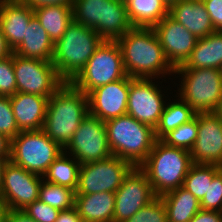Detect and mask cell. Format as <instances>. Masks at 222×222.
<instances>
[{
	"label": "cell",
	"mask_w": 222,
	"mask_h": 222,
	"mask_svg": "<svg viewBox=\"0 0 222 222\" xmlns=\"http://www.w3.org/2000/svg\"><path fill=\"white\" fill-rule=\"evenodd\" d=\"M34 10L20 0H0V26L12 51L23 41Z\"/></svg>",
	"instance_id": "d6986e66"
},
{
	"label": "cell",
	"mask_w": 222,
	"mask_h": 222,
	"mask_svg": "<svg viewBox=\"0 0 222 222\" xmlns=\"http://www.w3.org/2000/svg\"><path fill=\"white\" fill-rule=\"evenodd\" d=\"M12 49L8 46L0 26V59L6 58L12 54Z\"/></svg>",
	"instance_id": "ee69618b"
},
{
	"label": "cell",
	"mask_w": 222,
	"mask_h": 222,
	"mask_svg": "<svg viewBox=\"0 0 222 222\" xmlns=\"http://www.w3.org/2000/svg\"><path fill=\"white\" fill-rule=\"evenodd\" d=\"M215 30L222 31V0H202Z\"/></svg>",
	"instance_id": "74e56055"
},
{
	"label": "cell",
	"mask_w": 222,
	"mask_h": 222,
	"mask_svg": "<svg viewBox=\"0 0 222 222\" xmlns=\"http://www.w3.org/2000/svg\"><path fill=\"white\" fill-rule=\"evenodd\" d=\"M196 112L184 101L167 105L162 112L160 121L155 128L156 140H161L167 133L189 122Z\"/></svg>",
	"instance_id": "f1b7e54d"
},
{
	"label": "cell",
	"mask_w": 222,
	"mask_h": 222,
	"mask_svg": "<svg viewBox=\"0 0 222 222\" xmlns=\"http://www.w3.org/2000/svg\"><path fill=\"white\" fill-rule=\"evenodd\" d=\"M189 222H222V212L201 209Z\"/></svg>",
	"instance_id": "f35d334b"
},
{
	"label": "cell",
	"mask_w": 222,
	"mask_h": 222,
	"mask_svg": "<svg viewBox=\"0 0 222 222\" xmlns=\"http://www.w3.org/2000/svg\"><path fill=\"white\" fill-rule=\"evenodd\" d=\"M17 92L50 98L64 83L52 61L22 57L13 52Z\"/></svg>",
	"instance_id": "30bf717a"
},
{
	"label": "cell",
	"mask_w": 222,
	"mask_h": 222,
	"mask_svg": "<svg viewBox=\"0 0 222 222\" xmlns=\"http://www.w3.org/2000/svg\"><path fill=\"white\" fill-rule=\"evenodd\" d=\"M124 222H167V213L161 197H156Z\"/></svg>",
	"instance_id": "d6a6232c"
},
{
	"label": "cell",
	"mask_w": 222,
	"mask_h": 222,
	"mask_svg": "<svg viewBox=\"0 0 222 222\" xmlns=\"http://www.w3.org/2000/svg\"><path fill=\"white\" fill-rule=\"evenodd\" d=\"M167 213V221L189 222L200 210V201L183 187L160 196Z\"/></svg>",
	"instance_id": "d4e9b609"
},
{
	"label": "cell",
	"mask_w": 222,
	"mask_h": 222,
	"mask_svg": "<svg viewBox=\"0 0 222 222\" xmlns=\"http://www.w3.org/2000/svg\"><path fill=\"white\" fill-rule=\"evenodd\" d=\"M20 1L28 5L33 10L43 7V6H52V5L72 6L73 5V0H20Z\"/></svg>",
	"instance_id": "ab89813d"
},
{
	"label": "cell",
	"mask_w": 222,
	"mask_h": 222,
	"mask_svg": "<svg viewBox=\"0 0 222 222\" xmlns=\"http://www.w3.org/2000/svg\"><path fill=\"white\" fill-rule=\"evenodd\" d=\"M23 212L30 216L36 222H55L60 210L47 205L39 199L27 205Z\"/></svg>",
	"instance_id": "8d00e7d4"
},
{
	"label": "cell",
	"mask_w": 222,
	"mask_h": 222,
	"mask_svg": "<svg viewBox=\"0 0 222 222\" xmlns=\"http://www.w3.org/2000/svg\"><path fill=\"white\" fill-rule=\"evenodd\" d=\"M64 149L43 129L21 131L11 140L10 160L25 170L44 177L49 166Z\"/></svg>",
	"instance_id": "52a82bcc"
},
{
	"label": "cell",
	"mask_w": 222,
	"mask_h": 222,
	"mask_svg": "<svg viewBox=\"0 0 222 222\" xmlns=\"http://www.w3.org/2000/svg\"><path fill=\"white\" fill-rule=\"evenodd\" d=\"M163 3L169 8L175 3H178L180 0H162Z\"/></svg>",
	"instance_id": "c3c4849f"
},
{
	"label": "cell",
	"mask_w": 222,
	"mask_h": 222,
	"mask_svg": "<svg viewBox=\"0 0 222 222\" xmlns=\"http://www.w3.org/2000/svg\"><path fill=\"white\" fill-rule=\"evenodd\" d=\"M75 207L83 222H113L115 193L75 195Z\"/></svg>",
	"instance_id": "603a6c76"
},
{
	"label": "cell",
	"mask_w": 222,
	"mask_h": 222,
	"mask_svg": "<svg viewBox=\"0 0 222 222\" xmlns=\"http://www.w3.org/2000/svg\"><path fill=\"white\" fill-rule=\"evenodd\" d=\"M34 15L53 43L62 37L73 21L72 6L66 5L43 6L34 9Z\"/></svg>",
	"instance_id": "4316f807"
},
{
	"label": "cell",
	"mask_w": 222,
	"mask_h": 222,
	"mask_svg": "<svg viewBox=\"0 0 222 222\" xmlns=\"http://www.w3.org/2000/svg\"><path fill=\"white\" fill-rule=\"evenodd\" d=\"M214 113L219 117V119L222 121V98L219 100V103L214 110Z\"/></svg>",
	"instance_id": "7dc6e473"
},
{
	"label": "cell",
	"mask_w": 222,
	"mask_h": 222,
	"mask_svg": "<svg viewBox=\"0 0 222 222\" xmlns=\"http://www.w3.org/2000/svg\"><path fill=\"white\" fill-rule=\"evenodd\" d=\"M160 93L152 80L130 77L127 114L155 129L165 108Z\"/></svg>",
	"instance_id": "9a60e30c"
},
{
	"label": "cell",
	"mask_w": 222,
	"mask_h": 222,
	"mask_svg": "<svg viewBox=\"0 0 222 222\" xmlns=\"http://www.w3.org/2000/svg\"><path fill=\"white\" fill-rule=\"evenodd\" d=\"M221 169L222 167L218 165L193 164L184 179L182 187L201 201L206 195L213 177Z\"/></svg>",
	"instance_id": "f546056e"
},
{
	"label": "cell",
	"mask_w": 222,
	"mask_h": 222,
	"mask_svg": "<svg viewBox=\"0 0 222 222\" xmlns=\"http://www.w3.org/2000/svg\"><path fill=\"white\" fill-rule=\"evenodd\" d=\"M69 149L80 165L105 160L112 155L105 122L88 113L74 132Z\"/></svg>",
	"instance_id": "7c38bea8"
},
{
	"label": "cell",
	"mask_w": 222,
	"mask_h": 222,
	"mask_svg": "<svg viewBox=\"0 0 222 222\" xmlns=\"http://www.w3.org/2000/svg\"><path fill=\"white\" fill-rule=\"evenodd\" d=\"M168 15L197 39L216 31L202 0H180L169 7Z\"/></svg>",
	"instance_id": "44dd1931"
},
{
	"label": "cell",
	"mask_w": 222,
	"mask_h": 222,
	"mask_svg": "<svg viewBox=\"0 0 222 222\" xmlns=\"http://www.w3.org/2000/svg\"><path fill=\"white\" fill-rule=\"evenodd\" d=\"M42 178L9 160L4 169L0 195L7 202L9 209L23 210L39 199Z\"/></svg>",
	"instance_id": "5bb4252c"
},
{
	"label": "cell",
	"mask_w": 222,
	"mask_h": 222,
	"mask_svg": "<svg viewBox=\"0 0 222 222\" xmlns=\"http://www.w3.org/2000/svg\"><path fill=\"white\" fill-rule=\"evenodd\" d=\"M192 165L189 151L156 140L148 157L139 167L146 173L154 194L160 197L182 187Z\"/></svg>",
	"instance_id": "3957f363"
},
{
	"label": "cell",
	"mask_w": 222,
	"mask_h": 222,
	"mask_svg": "<svg viewBox=\"0 0 222 222\" xmlns=\"http://www.w3.org/2000/svg\"><path fill=\"white\" fill-rule=\"evenodd\" d=\"M20 132L13 114L10 96L0 95V134L12 140Z\"/></svg>",
	"instance_id": "836d02e7"
},
{
	"label": "cell",
	"mask_w": 222,
	"mask_h": 222,
	"mask_svg": "<svg viewBox=\"0 0 222 222\" xmlns=\"http://www.w3.org/2000/svg\"><path fill=\"white\" fill-rule=\"evenodd\" d=\"M105 126L112 155L139 167L156 141L155 129L128 114L107 120Z\"/></svg>",
	"instance_id": "5b68a950"
},
{
	"label": "cell",
	"mask_w": 222,
	"mask_h": 222,
	"mask_svg": "<svg viewBox=\"0 0 222 222\" xmlns=\"http://www.w3.org/2000/svg\"><path fill=\"white\" fill-rule=\"evenodd\" d=\"M201 209L222 212V169L213 177L206 195L200 201Z\"/></svg>",
	"instance_id": "d590c367"
},
{
	"label": "cell",
	"mask_w": 222,
	"mask_h": 222,
	"mask_svg": "<svg viewBox=\"0 0 222 222\" xmlns=\"http://www.w3.org/2000/svg\"><path fill=\"white\" fill-rule=\"evenodd\" d=\"M198 135V120L196 117L167 133L161 141L166 145L191 151Z\"/></svg>",
	"instance_id": "1f68e13d"
},
{
	"label": "cell",
	"mask_w": 222,
	"mask_h": 222,
	"mask_svg": "<svg viewBox=\"0 0 222 222\" xmlns=\"http://www.w3.org/2000/svg\"><path fill=\"white\" fill-rule=\"evenodd\" d=\"M11 140L0 134V157H10Z\"/></svg>",
	"instance_id": "7bdbcfd3"
},
{
	"label": "cell",
	"mask_w": 222,
	"mask_h": 222,
	"mask_svg": "<svg viewBox=\"0 0 222 222\" xmlns=\"http://www.w3.org/2000/svg\"><path fill=\"white\" fill-rule=\"evenodd\" d=\"M76 192L70 188L42 181L39 190V200L60 211L75 206Z\"/></svg>",
	"instance_id": "4dcf8cb0"
},
{
	"label": "cell",
	"mask_w": 222,
	"mask_h": 222,
	"mask_svg": "<svg viewBox=\"0 0 222 222\" xmlns=\"http://www.w3.org/2000/svg\"><path fill=\"white\" fill-rule=\"evenodd\" d=\"M73 21L91 27L103 40L117 41L133 28L125 0H73Z\"/></svg>",
	"instance_id": "8992f818"
},
{
	"label": "cell",
	"mask_w": 222,
	"mask_h": 222,
	"mask_svg": "<svg viewBox=\"0 0 222 222\" xmlns=\"http://www.w3.org/2000/svg\"><path fill=\"white\" fill-rule=\"evenodd\" d=\"M9 160L10 157H0V191L3 185L4 169Z\"/></svg>",
	"instance_id": "bcb514c9"
},
{
	"label": "cell",
	"mask_w": 222,
	"mask_h": 222,
	"mask_svg": "<svg viewBox=\"0 0 222 222\" xmlns=\"http://www.w3.org/2000/svg\"><path fill=\"white\" fill-rule=\"evenodd\" d=\"M103 39L91 27L72 21L54 43L52 63L64 82H71L85 67Z\"/></svg>",
	"instance_id": "277c9868"
},
{
	"label": "cell",
	"mask_w": 222,
	"mask_h": 222,
	"mask_svg": "<svg viewBox=\"0 0 222 222\" xmlns=\"http://www.w3.org/2000/svg\"><path fill=\"white\" fill-rule=\"evenodd\" d=\"M132 167L128 161L117 156L80 165L76 195L115 193Z\"/></svg>",
	"instance_id": "8fae6325"
},
{
	"label": "cell",
	"mask_w": 222,
	"mask_h": 222,
	"mask_svg": "<svg viewBox=\"0 0 222 222\" xmlns=\"http://www.w3.org/2000/svg\"><path fill=\"white\" fill-rule=\"evenodd\" d=\"M125 4L133 27L153 28L169 11L162 0H125Z\"/></svg>",
	"instance_id": "484cf974"
},
{
	"label": "cell",
	"mask_w": 222,
	"mask_h": 222,
	"mask_svg": "<svg viewBox=\"0 0 222 222\" xmlns=\"http://www.w3.org/2000/svg\"><path fill=\"white\" fill-rule=\"evenodd\" d=\"M66 152L58 156L49 166L44 175L47 182L70 188L76 192L78 187L80 163L65 156Z\"/></svg>",
	"instance_id": "83f0119b"
},
{
	"label": "cell",
	"mask_w": 222,
	"mask_h": 222,
	"mask_svg": "<svg viewBox=\"0 0 222 222\" xmlns=\"http://www.w3.org/2000/svg\"><path fill=\"white\" fill-rule=\"evenodd\" d=\"M117 42L127 76L150 79L162 73H174L153 28L133 27Z\"/></svg>",
	"instance_id": "6da1fadb"
},
{
	"label": "cell",
	"mask_w": 222,
	"mask_h": 222,
	"mask_svg": "<svg viewBox=\"0 0 222 222\" xmlns=\"http://www.w3.org/2000/svg\"><path fill=\"white\" fill-rule=\"evenodd\" d=\"M13 52L26 58L52 61L54 43L35 16L26 27L23 41Z\"/></svg>",
	"instance_id": "cb8c5ba5"
},
{
	"label": "cell",
	"mask_w": 222,
	"mask_h": 222,
	"mask_svg": "<svg viewBox=\"0 0 222 222\" xmlns=\"http://www.w3.org/2000/svg\"><path fill=\"white\" fill-rule=\"evenodd\" d=\"M157 196L146 173L140 167H132L115 192L113 222H124Z\"/></svg>",
	"instance_id": "4fadbf2b"
},
{
	"label": "cell",
	"mask_w": 222,
	"mask_h": 222,
	"mask_svg": "<svg viewBox=\"0 0 222 222\" xmlns=\"http://www.w3.org/2000/svg\"><path fill=\"white\" fill-rule=\"evenodd\" d=\"M125 76L122 52L118 42L103 40L85 67L70 83L88 95L97 87L118 81Z\"/></svg>",
	"instance_id": "ba28073f"
},
{
	"label": "cell",
	"mask_w": 222,
	"mask_h": 222,
	"mask_svg": "<svg viewBox=\"0 0 222 222\" xmlns=\"http://www.w3.org/2000/svg\"><path fill=\"white\" fill-rule=\"evenodd\" d=\"M153 29L171 66L175 69L183 65L193 51L197 38L169 15L157 23Z\"/></svg>",
	"instance_id": "e0dca14e"
},
{
	"label": "cell",
	"mask_w": 222,
	"mask_h": 222,
	"mask_svg": "<svg viewBox=\"0 0 222 222\" xmlns=\"http://www.w3.org/2000/svg\"><path fill=\"white\" fill-rule=\"evenodd\" d=\"M183 74L180 98L196 113L214 112L222 98V70L216 68L175 69Z\"/></svg>",
	"instance_id": "9c48e42d"
},
{
	"label": "cell",
	"mask_w": 222,
	"mask_h": 222,
	"mask_svg": "<svg viewBox=\"0 0 222 222\" xmlns=\"http://www.w3.org/2000/svg\"><path fill=\"white\" fill-rule=\"evenodd\" d=\"M17 92L16 77L13 68V52L0 59V95L12 96Z\"/></svg>",
	"instance_id": "e575fe53"
},
{
	"label": "cell",
	"mask_w": 222,
	"mask_h": 222,
	"mask_svg": "<svg viewBox=\"0 0 222 222\" xmlns=\"http://www.w3.org/2000/svg\"><path fill=\"white\" fill-rule=\"evenodd\" d=\"M216 68L222 70V31L197 39L186 62L175 69Z\"/></svg>",
	"instance_id": "7402d4cb"
},
{
	"label": "cell",
	"mask_w": 222,
	"mask_h": 222,
	"mask_svg": "<svg viewBox=\"0 0 222 222\" xmlns=\"http://www.w3.org/2000/svg\"><path fill=\"white\" fill-rule=\"evenodd\" d=\"M6 222H36L30 216H28L23 210H11L9 209Z\"/></svg>",
	"instance_id": "b9f144b4"
},
{
	"label": "cell",
	"mask_w": 222,
	"mask_h": 222,
	"mask_svg": "<svg viewBox=\"0 0 222 222\" xmlns=\"http://www.w3.org/2000/svg\"><path fill=\"white\" fill-rule=\"evenodd\" d=\"M88 113V95L64 82L49 98L43 130L65 149Z\"/></svg>",
	"instance_id": "7a4b0ae2"
},
{
	"label": "cell",
	"mask_w": 222,
	"mask_h": 222,
	"mask_svg": "<svg viewBox=\"0 0 222 222\" xmlns=\"http://www.w3.org/2000/svg\"><path fill=\"white\" fill-rule=\"evenodd\" d=\"M48 101L47 97L21 92L10 96L18 129L20 131L43 129Z\"/></svg>",
	"instance_id": "ffe728a7"
},
{
	"label": "cell",
	"mask_w": 222,
	"mask_h": 222,
	"mask_svg": "<svg viewBox=\"0 0 222 222\" xmlns=\"http://www.w3.org/2000/svg\"><path fill=\"white\" fill-rule=\"evenodd\" d=\"M130 77L97 87L88 94L89 113L100 120L117 118L127 114Z\"/></svg>",
	"instance_id": "ac0fdd59"
},
{
	"label": "cell",
	"mask_w": 222,
	"mask_h": 222,
	"mask_svg": "<svg viewBox=\"0 0 222 222\" xmlns=\"http://www.w3.org/2000/svg\"><path fill=\"white\" fill-rule=\"evenodd\" d=\"M55 222H83L76 207L60 211Z\"/></svg>",
	"instance_id": "60d3db41"
},
{
	"label": "cell",
	"mask_w": 222,
	"mask_h": 222,
	"mask_svg": "<svg viewBox=\"0 0 222 222\" xmlns=\"http://www.w3.org/2000/svg\"><path fill=\"white\" fill-rule=\"evenodd\" d=\"M198 135L190 151L193 164L222 167V121L214 112L196 113Z\"/></svg>",
	"instance_id": "2e32d148"
},
{
	"label": "cell",
	"mask_w": 222,
	"mask_h": 222,
	"mask_svg": "<svg viewBox=\"0 0 222 222\" xmlns=\"http://www.w3.org/2000/svg\"><path fill=\"white\" fill-rule=\"evenodd\" d=\"M9 211L7 202L0 195V222H6V216Z\"/></svg>",
	"instance_id": "f6af8a7d"
}]
</instances>
